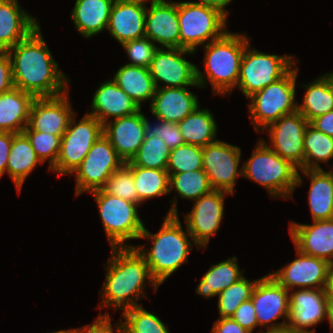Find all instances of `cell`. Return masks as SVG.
<instances>
[{
	"instance_id": "1",
	"label": "cell",
	"mask_w": 333,
	"mask_h": 333,
	"mask_svg": "<svg viewBox=\"0 0 333 333\" xmlns=\"http://www.w3.org/2000/svg\"><path fill=\"white\" fill-rule=\"evenodd\" d=\"M7 52L11 59L14 88L35 98L55 97L69 91L71 80L59 69L40 26Z\"/></svg>"
},
{
	"instance_id": "2",
	"label": "cell",
	"mask_w": 333,
	"mask_h": 333,
	"mask_svg": "<svg viewBox=\"0 0 333 333\" xmlns=\"http://www.w3.org/2000/svg\"><path fill=\"white\" fill-rule=\"evenodd\" d=\"M106 278L101 288L98 309L121 310L140 306L138 300L146 297V282L157 293L160 287L151 276L145 257L136 247H111V257L105 266Z\"/></svg>"
},
{
	"instance_id": "3",
	"label": "cell",
	"mask_w": 333,
	"mask_h": 333,
	"mask_svg": "<svg viewBox=\"0 0 333 333\" xmlns=\"http://www.w3.org/2000/svg\"><path fill=\"white\" fill-rule=\"evenodd\" d=\"M171 208L167 216H164L161 229L157 233H151L144 227L141 239H147L152 243L151 248L135 245L136 249L145 257L151 276L160 286L169 276L176 272L181 265L188 262L189 254L195 245L193 237L186 228H182L177 209V197L169 200Z\"/></svg>"
},
{
	"instance_id": "4",
	"label": "cell",
	"mask_w": 333,
	"mask_h": 333,
	"mask_svg": "<svg viewBox=\"0 0 333 333\" xmlns=\"http://www.w3.org/2000/svg\"><path fill=\"white\" fill-rule=\"evenodd\" d=\"M250 38L245 33L227 31L221 38L204 45L202 72L197 66V83L206 88L210 82L218 95L231 94L237 87L240 64Z\"/></svg>"
},
{
	"instance_id": "5",
	"label": "cell",
	"mask_w": 333,
	"mask_h": 333,
	"mask_svg": "<svg viewBox=\"0 0 333 333\" xmlns=\"http://www.w3.org/2000/svg\"><path fill=\"white\" fill-rule=\"evenodd\" d=\"M242 176L260 184L270 197L286 200L292 198V193L304 181L299 170L261 138L251 157L242 164Z\"/></svg>"
},
{
	"instance_id": "6",
	"label": "cell",
	"mask_w": 333,
	"mask_h": 333,
	"mask_svg": "<svg viewBox=\"0 0 333 333\" xmlns=\"http://www.w3.org/2000/svg\"><path fill=\"white\" fill-rule=\"evenodd\" d=\"M296 64L280 79L249 97L248 112L256 132H262L284 115L297 111Z\"/></svg>"
},
{
	"instance_id": "7",
	"label": "cell",
	"mask_w": 333,
	"mask_h": 333,
	"mask_svg": "<svg viewBox=\"0 0 333 333\" xmlns=\"http://www.w3.org/2000/svg\"><path fill=\"white\" fill-rule=\"evenodd\" d=\"M228 15L221 9L198 1H178L180 48L196 52L221 38L228 30Z\"/></svg>"
},
{
	"instance_id": "8",
	"label": "cell",
	"mask_w": 333,
	"mask_h": 333,
	"mask_svg": "<svg viewBox=\"0 0 333 333\" xmlns=\"http://www.w3.org/2000/svg\"><path fill=\"white\" fill-rule=\"evenodd\" d=\"M89 193L98 205L99 216L110 247H134L128 240L140 239L145 227L138 214L139 205L109 195L102 189Z\"/></svg>"
},
{
	"instance_id": "9",
	"label": "cell",
	"mask_w": 333,
	"mask_h": 333,
	"mask_svg": "<svg viewBox=\"0 0 333 333\" xmlns=\"http://www.w3.org/2000/svg\"><path fill=\"white\" fill-rule=\"evenodd\" d=\"M245 47L240 64L237 88L246 98L282 78L297 62L293 55L268 54Z\"/></svg>"
},
{
	"instance_id": "10",
	"label": "cell",
	"mask_w": 333,
	"mask_h": 333,
	"mask_svg": "<svg viewBox=\"0 0 333 333\" xmlns=\"http://www.w3.org/2000/svg\"><path fill=\"white\" fill-rule=\"evenodd\" d=\"M75 116L74 114L70 118L67 130L61 138L56 164L49 170L57 172L58 175L70 176L103 134V125L96 117L86 113L76 123Z\"/></svg>"
},
{
	"instance_id": "11",
	"label": "cell",
	"mask_w": 333,
	"mask_h": 333,
	"mask_svg": "<svg viewBox=\"0 0 333 333\" xmlns=\"http://www.w3.org/2000/svg\"><path fill=\"white\" fill-rule=\"evenodd\" d=\"M124 164L110 141L102 134L71 174L76 178L75 196L101 189L106 180Z\"/></svg>"
},
{
	"instance_id": "12",
	"label": "cell",
	"mask_w": 333,
	"mask_h": 333,
	"mask_svg": "<svg viewBox=\"0 0 333 333\" xmlns=\"http://www.w3.org/2000/svg\"><path fill=\"white\" fill-rule=\"evenodd\" d=\"M289 291L271 274L264 275L257 281L252 294L258 326L266 331L288 326L290 319ZM283 318L282 322L277 320ZM277 321V322H275Z\"/></svg>"
},
{
	"instance_id": "13",
	"label": "cell",
	"mask_w": 333,
	"mask_h": 333,
	"mask_svg": "<svg viewBox=\"0 0 333 333\" xmlns=\"http://www.w3.org/2000/svg\"><path fill=\"white\" fill-rule=\"evenodd\" d=\"M240 159L241 148L225 141L217 140L202 147L203 170L213 190L234 195L236 180L242 176Z\"/></svg>"
},
{
	"instance_id": "14",
	"label": "cell",
	"mask_w": 333,
	"mask_h": 333,
	"mask_svg": "<svg viewBox=\"0 0 333 333\" xmlns=\"http://www.w3.org/2000/svg\"><path fill=\"white\" fill-rule=\"evenodd\" d=\"M189 54L194 55L195 52L183 48L157 49L149 67L156 88L199 86L197 65L185 57Z\"/></svg>"
},
{
	"instance_id": "15",
	"label": "cell",
	"mask_w": 333,
	"mask_h": 333,
	"mask_svg": "<svg viewBox=\"0 0 333 333\" xmlns=\"http://www.w3.org/2000/svg\"><path fill=\"white\" fill-rule=\"evenodd\" d=\"M308 125L298 111L284 115L262 131L269 134L270 142L265 143L298 170H303L304 136Z\"/></svg>"
},
{
	"instance_id": "16",
	"label": "cell",
	"mask_w": 333,
	"mask_h": 333,
	"mask_svg": "<svg viewBox=\"0 0 333 333\" xmlns=\"http://www.w3.org/2000/svg\"><path fill=\"white\" fill-rule=\"evenodd\" d=\"M225 195L231 194L221 190H212L195 200L192 210L183 217L186 228L199 249H206L210 238L220 229L224 218Z\"/></svg>"
},
{
	"instance_id": "17",
	"label": "cell",
	"mask_w": 333,
	"mask_h": 333,
	"mask_svg": "<svg viewBox=\"0 0 333 333\" xmlns=\"http://www.w3.org/2000/svg\"><path fill=\"white\" fill-rule=\"evenodd\" d=\"M297 258L271 274L289 292L297 289H326L330 263L296 249Z\"/></svg>"
},
{
	"instance_id": "18",
	"label": "cell",
	"mask_w": 333,
	"mask_h": 333,
	"mask_svg": "<svg viewBox=\"0 0 333 333\" xmlns=\"http://www.w3.org/2000/svg\"><path fill=\"white\" fill-rule=\"evenodd\" d=\"M69 91L55 97L35 98L31 104L28 125L25 129L58 135L62 138L70 118L75 114Z\"/></svg>"
},
{
	"instance_id": "19",
	"label": "cell",
	"mask_w": 333,
	"mask_h": 333,
	"mask_svg": "<svg viewBox=\"0 0 333 333\" xmlns=\"http://www.w3.org/2000/svg\"><path fill=\"white\" fill-rule=\"evenodd\" d=\"M289 304L290 319L288 326L291 329L305 333H315L316 325L327 320L328 296L326 289L292 290L289 293ZM313 326L315 327L313 328Z\"/></svg>"
},
{
	"instance_id": "20",
	"label": "cell",
	"mask_w": 333,
	"mask_h": 333,
	"mask_svg": "<svg viewBox=\"0 0 333 333\" xmlns=\"http://www.w3.org/2000/svg\"><path fill=\"white\" fill-rule=\"evenodd\" d=\"M145 37L159 47L180 48L178 2L162 0L150 7L147 5Z\"/></svg>"
},
{
	"instance_id": "21",
	"label": "cell",
	"mask_w": 333,
	"mask_h": 333,
	"mask_svg": "<svg viewBox=\"0 0 333 333\" xmlns=\"http://www.w3.org/2000/svg\"><path fill=\"white\" fill-rule=\"evenodd\" d=\"M311 224L290 222L289 235L296 249L330 263L333 259V219Z\"/></svg>"
},
{
	"instance_id": "22",
	"label": "cell",
	"mask_w": 333,
	"mask_h": 333,
	"mask_svg": "<svg viewBox=\"0 0 333 333\" xmlns=\"http://www.w3.org/2000/svg\"><path fill=\"white\" fill-rule=\"evenodd\" d=\"M103 134L119 157L125 163L130 162L146 137L143 113L140 110L130 116L109 120L103 125Z\"/></svg>"
},
{
	"instance_id": "23",
	"label": "cell",
	"mask_w": 333,
	"mask_h": 333,
	"mask_svg": "<svg viewBox=\"0 0 333 333\" xmlns=\"http://www.w3.org/2000/svg\"><path fill=\"white\" fill-rule=\"evenodd\" d=\"M188 87L157 88L150 102V112L162 121L179 123L198 106V96Z\"/></svg>"
},
{
	"instance_id": "24",
	"label": "cell",
	"mask_w": 333,
	"mask_h": 333,
	"mask_svg": "<svg viewBox=\"0 0 333 333\" xmlns=\"http://www.w3.org/2000/svg\"><path fill=\"white\" fill-rule=\"evenodd\" d=\"M92 96L91 111L87 114L96 117L102 125L110 120L130 116L142 110L137 103L127 95L110 78L100 84Z\"/></svg>"
},
{
	"instance_id": "25",
	"label": "cell",
	"mask_w": 333,
	"mask_h": 333,
	"mask_svg": "<svg viewBox=\"0 0 333 333\" xmlns=\"http://www.w3.org/2000/svg\"><path fill=\"white\" fill-rule=\"evenodd\" d=\"M146 11V5L115 0L106 30L119 44L143 38Z\"/></svg>"
},
{
	"instance_id": "26",
	"label": "cell",
	"mask_w": 333,
	"mask_h": 333,
	"mask_svg": "<svg viewBox=\"0 0 333 333\" xmlns=\"http://www.w3.org/2000/svg\"><path fill=\"white\" fill-rule=\"evenodd\" d=\"M40 24L21 8L19 0H0V51H8Z\"/></svg>"
},
{
	"instance_id": "27",
	"label": "cell",
	"mask_w": 333,
	"mask_h": 333,
	"mask_svg": "<svg viewBox=\"0 0 333 333\" xmlns=\"http://www.w3.org/2000/svg\"><path fill=\"white\" fill-rule=\"evenodd\" d=\"M115 0H76L71 12L75 30L88 39L107 29Z\"/></svg>"
},
{
	"instance_id": "28",
	"label": "cell",
	"mask_w": 333,
	"mask_h": 333,
	"mask_svg": "<svg viewBox=\"0 0 333 333\" xmlns=\"http://www.w3.org/2000/svg\"><path fill=\"white\" fill-rule=\"evenodd\" d=\"M34 99L17 88L0 94V132L22 133L28 125Z\"/></svg>"
},
{
	"instance_id": "29",
	"label": "cell",
	"mask_w": 333,
	"mask_h": 333,
	"mask_svg": "<svg viewBox=\"0 0 333 333\" xmlns=\"http://www.w3.org/2000/svg\"><path fill=\"white\" fill-rule=\"evenodd\" d=\"M310 179L308 204L312 221L333 219V178L323 169L300 170Z\"/></svg>"
},
{
	"instance_id": "30",
	"label": "cell",
	"mask_w": 333,
	"mask_h": 333,
	"mask_svg": "<svg viewBox=\"0 0 333 333\" xmlns=\"http://www.w3.org/2000/svg\"><path fill=\"white\" fill-rule=\"evenodd\" d=\"M300 86L306 91L303 102L297 104V111L308 122L333 110V71Z\"/></svg>"
},
{
	"instance_id": "31",
	"label": "cell",
	"mask_w": 333,
	"mask_h": 333,
	"mask_svg": "<svg viewBox=\"0 0 333 333\" xmlns=\"http://www.w3.org/2000/svg\"><path fill=\"white\" fill-rule=\"evenodd\" d=\"M114 82L142 109V103L152 101L156 85L149 68L125 64L115 72Z\"/></svg>"
},
{
	"instance_id": "32",
	"label": "cell",
	"mask_w": 333,
	"mask_h": 333,
	"mask_svg": "<svg viewBox=\"0 0 333 333\" xmlns=\"http://www.w3.org/2000/svg\"><path fill=\"white\" fill-rule=\"evenodd\" d=\"M39 164L43 163L37 157L27 136L23 132L16 133L13 136L6 172L14 182L18 194L28 175Z\"/></svg>"
},
{
	"instance_id": "33",
	"label": "cell",
	"mask_w": 333,
	"mask_h": 333,
	"mask_svg": "<svg viewBox=\"0 0 333 333\" xmlns=\"http://www.w3.org/2000/svg\"><path fill=\"white\" fill-rule=\"evenodd\" d=\"M243 272L239 268L237 256L212 264L201 277L195 292L206 299L215 297L242 278L244 276Z\"/></svg>"
},
{
	"instance_id": "34",
	"label": "cell",
	"mask_w": 333,
	"mask_h": 333,
	"mask_svg": "<svg viewBox=\"0 0 333 333\" xmlns=\"http://www.w3.org/2000/svg\"><path fill=\"white\" fill-rule=\"evenodd\" d=\"M185 144L205 147L216 142L217 123L215 117L200 105L178 123Z\"/></svg>"
},
{
	"instance_id": "35",
	"label": "cell",
	"mask_w": 333,
	"mask_h": 333,
	"mask_svg": "<svg viewBox=\"0 0 333 333\" xmlns=\"http://www.w3.org/2000/svg\"><path fill=\"white\" fill-rule=\"evenodd\" d=\"M133 173L134 184L139 196V206L155 197L169 194V174L167 170L148 169L127 165Z\"/></svg>"
},
{
	"instance_id": "36",
	"label": "cell",
	"mask_w": 333,
	"mask_h": 333,
	"mask_svg": "<svg viewBox=\"0 0 333 333\" xmlns=\"http://www.w3.org/2000/svg\"><path fill=\"white\" fill-rule=\"evenodd\" d=\"M330 159H333V138L309 124L304 136L303 170L323 169L320 162L329 165Z\"/></svg>"
},
{
	"instance_id": "37",
	"label": "cell",
	"mask_w": 333,
	"mask_h": 333,
	"mask_svg": "<svg viewBox=\"0 0 333 333\" xmlns=\"http://www.w3.org/2000/svg\"><path fill=\"white\" fill-rule=\"evenodd\" d=\"M213 190L203 169L169 174V194L176 191L184 199L192 202Z\"/></svg>"
},
{
	"instance_id": "38",
	"label": "cell",
	"mask_w": 333,
	"mask_h": 333,
	"mask_svg": "<svg viewBox=\"0 0 333 333\" xmlns=\"http://www.w3.org/2000/svg\"><path fill=\"white\" fill-rule=\"evenodd\" d=\"M119 320L121 333H169L166 324L141 305L123 311Z\"/></svg>"
},
{
	"instance_id": "39",
	"label": "cell",
	"mask_w": 333,
	"mask_h": 333,
	"mask_svg": "<svg viewBox=\"0 0 333 333\" xmlns=\"http://www.w3.org/2000/svg\"><path fill=\"white\" fill-rule=\"evenodd\" d=\"M171 149L163 140L146 136L139 151L126 165H135L148 169L166 170Z\"/></svg>"
},
{
	"instance_id": "40",
	"label": "cell",
	"mask_w": 333,
	"mask_h": 333,
	"mask_svg": "<svg viewBox=\"0 0 333 333\" xmlns=\"http://www.w3.org/2000/svg\"><path fill=\"white\" fill-rule=\"evenodd\" d=\"M258 279H247L245 276L240 278L236 283L227 287L218 294V312L220 318L231 317L236 309L246 300L251 298L252 291Z\"/></svg>"
},
{
	"instance_id": "41",
	"label": "cell",
	"mask_w": 333,
	"mask_h": 333,
	"mask_svg": "<svg viewBox=\"0 0 333 333\" xmlns=\"http://www.w3.org/2000/svg\"><path fill=\"white\" fill-rule=\"evenodd\" d=\"M203 169L202 147L184 144L171 150L167 164L168 174Z\"/></svg>"
},
{
	"instance_id": "42",
	"label": "cell",
	"mask_w": 333,
	"mask_h": 333,
	"mask_svg": "<svg viewBox=\"0 0 333 333\" xmlns=\"http://www.w3.org/2000/svg\"><path fill=\"white\" fill-rule=\"evenodd\" d=\"M109 195L120 197L126 201L139 205V196L132 170L124 164L120 169L116 170L101 188Z\"/></svg>"
},
{
	"instance_id": "43",
	"label": "cell",
	"mask_w": 333,
	"mask_h": 333,
	"mask_svg": "<svg viewBox=\"0 0 333 333\" xmlns=\"http://www.w3.org/2000/svg\"><path fill=\"white\" fill-rule=\"evenodd\" d=\"M23 133L29 139L31 146L42 163L49 160L48 170L55 164L59 156L61 137L33 129H24Z\"/></svg>"
},
{
	"instance_id": "44",
	"label": "cell",
	"mask_w": 333,
	"mask_h": 333,
	"mask_svg": "<svg viewBox=\"0 0 333 333\" xmlns=\"http://www.w3.org/2000/svg\"><path fill=\"white\" fill-rule=\"evenodd\" d=\"M121 46L125 49L127 57L131 61L125 64L146 68L150 67L155 52L159 48L148 37L129 40L122 43Z\"/></svg>"
},
{
	"instance_id": "45",
	"label": "cell",
	"mask_w": 333,
	"mask_h": 333,
	"mask_svg": "<svg viewBox=\"0 0 333 333\" xmlns=\"http://www.w3.org/2000/svg\"><path fill=\"white\" fill-rule=\"evenodd\" d=\"M156 121L157 123L151 124L146 115L143 114L146 136L158 137L171 150L185 144L177 123L162 121L159 118H156Z\"/></svg>"
},
{
	"instance_id": "46",
	"label": "cell",
	"mask_w": 333,
	"mask_h": 333,
	"mask_svg": "<svg viewBox=\"0 0 333 333\" xmlns=\"http://www.w3.org/2000/svg\"><path fill=\"white\" fill-rule=\"evenodd\" d=\"M110 314L100 313L91 325H84L81 328H70V333H121V322L117 321L112 327ZM114 330V331H113Z\"/></svg>"
},
{
	"instance_id": "47",
	"label": "cell",
	"mask_w": 333,
	"mask_h": 333,
	"mask_svg": "<svg viewBox=\"0 0 333 333\" xmlns=\"http://www.w3.org/2000/svg\"><path fill=\"white\" fill-rule=\"evenodd\" d=\"M233 320L239 323L243 328H245L250 333H253L254 329L259 327L256 318V312L253 302L250 299L244 301L231 316ZM263 329L259 333H264Z\"/></svg>"
},
{
	"instance_id": "48",
	"label": "cell",
	"mask_w": 333,
	"mask_h": 333,
	"mask_svg": "<svg viewBox=\"0 0 333 333\" xmlns=\"http://www.w3.org/2000/svg\"><path fill=\"white\" fill-rule=\"evenodd\" d=\"M14 88L11 59L7 51H0V94Z\"/></svg>"
},
{
	"instance_id": "49",
	"label": "cell",
	"mask_w": 333,
	"mask_h": 333,
	"mask_svg": "<svg viewBox=\"0 0 333 333\" xmlns=\"http://www.w3.org/2000/svg\"><path fill=\"white\" fill-rule=\"evenodd\" d=\"M212 326L211 333H250L231 317H219Z\"/></svg>"
},
{
	"instance_id": "50",
	"label": "cell",
	"mask_w": 333,
	"mask_h": 333,
	"mask_svg": "<svg viewBox=\"0 0 333 333\" xmlns=\"http://www.w3.org/2000/svg\"><path fill=\"white\" fill-rule=\"evenodd\" d=\"M11 132H0V178L7 169L8 157L12 146L13 136Z\"/></svg>"
},
{
	"instance_id": "51",
	"label": "cell",
	"mask_w": 333,
	"mask_h": 333,
	"mask_svg": "<svg viewBox=\"0 0 333 333\" xmlns=\"http://www.w3.org/2000/svg\"><path fill=\"white\" fill-rule=\"evenodd\" d=\"M309 124L318 131L333 138V110L312 119Z\"/></svg>"
},
{
	"instance_id": "52",
	"label": "cell",
	"mask_w": 333,
	"mask_h": 333,
	"mask_svg": "<svg viewBox=\"0 0 333 333\" xmlns=\"http://www.w3.org/2000/svg\"><path fill=\"white\" fill-rule=\"evenodd\" d=\"M233 0H199L198 2L215 6L219 9H221L224 13H226L229 16V10L226 9V7L232 2Z\"/></svg>"
},
{
	"instance_id": "53",
	"label": "cell",
	"mask_w": 333,
	"mask_h": 333,
	"mask_svg": "<svg viewBox=\"0 0 333 333\" xmlns=\"http://www.w3.org/2000/svg\"><path fill=\"white\" fill-rule=\"evenodd\" d=\"M328 299H333V268L328 271V283L326 288Z\"/></svg>"
},
{
	"instance_id": "54",
	"label": "cell",
	"mask_w": 333,
	"mask_h": 333,
	"mask_svg": "<svg viewBox=\"0 0 333 333\" xmlns=\"http://www.w3.org/2000/svg\"><path fill=\"white\" fill-rule=\"evenodd\" d=\"M327 320L333 332V299H328Z\"/></svg>"
},
{
	"instance_id": "55",
	"label": "cell",
	"mask_w": 333,
	"mask_h": 333,
	"mask_svg": "<svg viewBox=\"0 0 333 333\" xmlns=\"http://www.w3.org/2000/svg\"><path fill=\"white\" fill-rule=\"evenodd\" d=\"M264 333H305L299 330H295V329H291L289 326L280 328V329H276V330H271V331H267Z\"/></svg>"
},
{
	"instance_id": "56",
	"label": "cell",
	"mask_w": 333,
	"mask_h": 333,
	"mask_svg": "<svg viewBox=\"0 0 333 333\" xmlns=\"http://www.w3.org/2000/svg\"><path fill=\"white\" fill-rule=\"evenodd\" d=\"M125 1L134 2V3H140V4H143V5L147 6V4L149 3V1H150L151 4H155V3H158V2H160L162 0H125Z\"/></svg>"
},
{
	"instance_id": "57",
	"label": "cell",
	"mask_w": 333,
	"mask_h": 333,
	"mask_svg": "<svg viewBox=\"0 0 333 333\" xmlns=\"http://www.w3.org/2000/svg\"><path fill=\"white\" fill-rule=\"evenodd\" d=\"M51 333H70V329H68V330H59V331H55V332H51Z\"/></svg>"
},
{
	"instance_id": "58",
	"label": "cell",
	"mask_w": 333,
	"mask_h": 333,
	"mask_svg": "<svg viewBox=\"0 0 333 333\" xmlns=\"http://www.w3.org/2000/svg\"><path fill=\"white\" fill-rule=\"evenodd\" d=\"M332 169H333V167H332ZM332 169H330L328 172L332 175V178H333V170Z\"/></svg>"
},
{
	"instance_id": "59",
	"label": "cell",
	"mask_w": 333,
	"mask_h": 333,
	"mask_svg": "<svg viewBox=\"0 0 333 333\" xmlns=\"http://www.w3.org/2000/svg\"><path fill=\"white\" fill-rule=\"evenodd\" d=\"M330 268H333V259H332V261L330 262Z\"/></svg>"
}]
</instances>
